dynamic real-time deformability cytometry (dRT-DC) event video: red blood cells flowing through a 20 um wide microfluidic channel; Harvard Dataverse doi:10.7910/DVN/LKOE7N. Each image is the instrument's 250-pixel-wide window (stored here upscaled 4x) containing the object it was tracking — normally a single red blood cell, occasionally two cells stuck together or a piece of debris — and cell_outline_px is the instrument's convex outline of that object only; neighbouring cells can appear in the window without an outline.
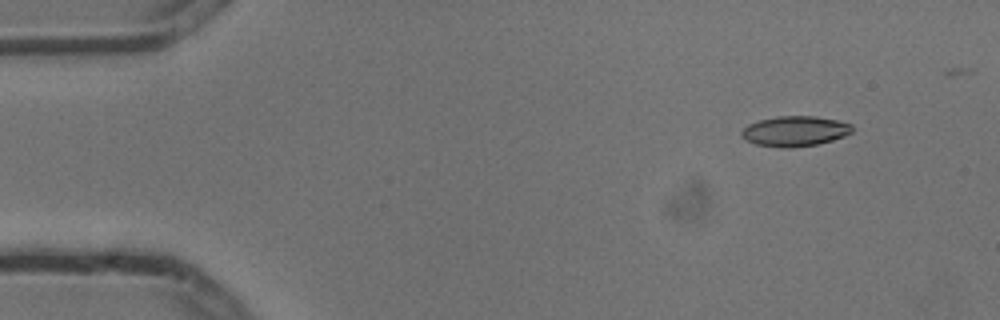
{"species": "common noctule bat (a hibernating species)", "species_latin": "Nyctalus noctula", "temperature_condition": "cold", "stored_images_in_passage": 5, "camera_frame_rate_fps": 3000, "um_per_image_px": 0.085, "animal": {"sex": "male", "body_mass_g": 13.3}, "frame": {"image": 1, "passage_image": 1, "time_ms": 0.0, "image_size_px": [1000, 320], "cell_outline_px": [[852, 132], [844, 136], [832, 140], [816, 144], [788, 148], [784, 148], [756, 144], [744, 140], [740, 136], [740, 132], [748, 124], [760, 120], [776, 116], [816, 116], [836, 120], [852, 124]], "centroid_in_image_um": [67.53, 11.14], "position_along_channel_um": 17.5, "area_um2": 19.48}}